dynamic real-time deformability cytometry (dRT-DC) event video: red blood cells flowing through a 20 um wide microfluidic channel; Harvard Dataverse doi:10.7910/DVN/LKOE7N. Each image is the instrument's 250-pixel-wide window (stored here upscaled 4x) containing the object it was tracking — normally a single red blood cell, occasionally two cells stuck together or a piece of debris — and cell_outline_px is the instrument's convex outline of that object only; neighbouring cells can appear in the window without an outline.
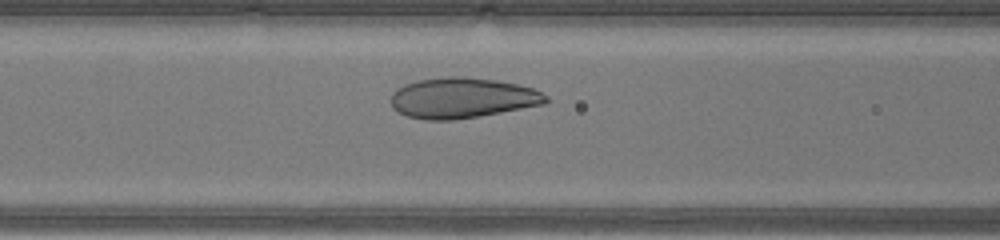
{"species": "human", "species_latin": "Homo sapiens", "temperature_condition": "warm", "stored_images_in_passage": 28, "camera_frame_rate_fps": 3000, "um_per_image_px": 0.085, "donor": {"sex": "male"}, "frame": {"image": 1, "passage_image": 10, "time_ms": 3.0, "image_size_px": [1000, 240], "cell_outline_px": [[552, 100], [544, 104], [480, 116], [452, 120], [424, 120], [408, 116], [396, 112], [392, 108], [388, 100], [392, 92], [396, 88], [404, 84], [420, 80], [448, 76], [464, 76], [496, 80], [516, 84], [532, 88], [548, 96]], "centroid_in_image_um": [39.24, 8.33], "position_along_channel_um": 127.4, "area_um2": 36.93}}
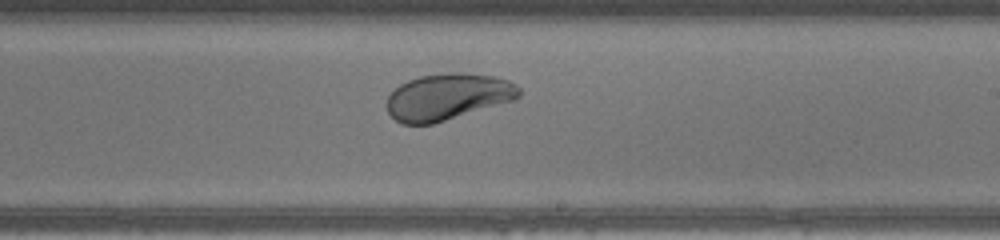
{"frame": {"image": 2, "passage_image": 18, "time_ms": 5.667, "image_size_px": [1000, 240], "cell_outline_px": [[520, 96], [516, 100], [432, 124], [400, 124], [388, 112], [384, 104], [388, 96], [400, 84], [408, 80], [420, 76], [448, 72], [460, 72], [496, 76], [508, 80], [516, 84], [520, 88]], "centroid_in_image_um": [38.06, 8.22], "position_along_channel_um": 250.9, "area_um2": 36.18}}
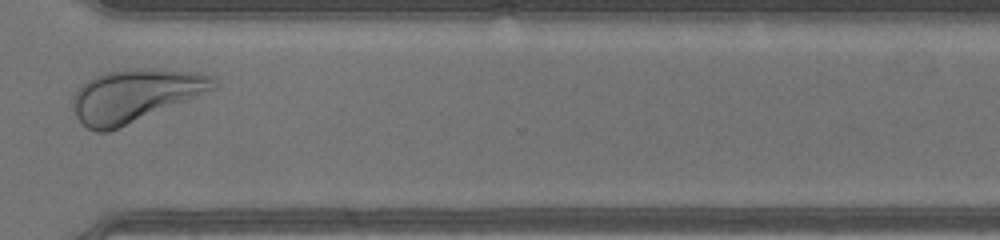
{"frame": {"image": 3, "passage_image": 25, "time_ms": 8.0, "image_size_px": [1000, 240], "cell_outline_px": [[216, 88], [108, 132], [96, 132], [88, 128], [76, 116], [72, 108], [72, 96], [88, 80], [96, 76], [108, 72], [136, 68], [148, 68], [192, 72], [212, 76], [216, 84]], "centroid_in_image_um": [11.43, 8.12], "position_along_channel_um": 359.2, "area_um2": 42.19}}